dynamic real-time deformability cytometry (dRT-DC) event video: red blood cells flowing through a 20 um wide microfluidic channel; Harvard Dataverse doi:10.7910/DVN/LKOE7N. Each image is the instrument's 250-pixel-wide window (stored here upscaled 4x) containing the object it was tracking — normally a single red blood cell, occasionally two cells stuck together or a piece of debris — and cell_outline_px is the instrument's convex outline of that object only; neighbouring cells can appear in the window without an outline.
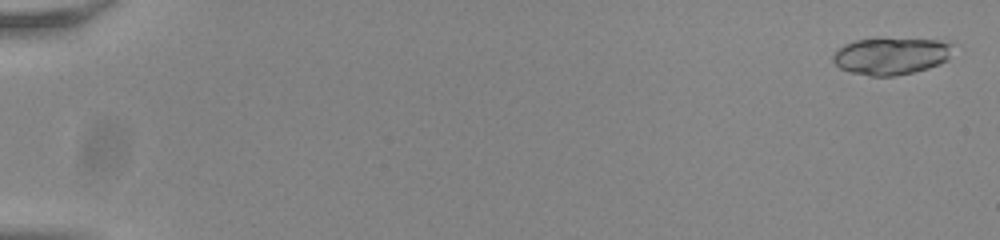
{"species": "common noctule bat (a hibernating species)", "species_latin": "Nyctalus noctula", "temperature_condition": "room temperature", "stored_images_in_passage": 14, "camera_frame_rate_fps": 3000, "um_per_image_px": 0.085, "animal": {"sex": "male", "body_mass_g": 20.0, "forearm_length_mm": 53.3}, "frame": {"image": 1, "passage_image": 2, "time_ms": 0.333, "image_size_px": [1000, 240], "cell_outline_px": [[956, 44], [948, 60], [940, 64], [928, 68], [896, 76], [872, 76], [852, 72], [840, 68], [832, 60], [832, 56], [844, 44], [856, 40], [876, 36], [940, 40]], "centroid_in_image_um": [75.79, 4.71], "position_along_channel_um": 9.2, "area_um2": 26.7}}